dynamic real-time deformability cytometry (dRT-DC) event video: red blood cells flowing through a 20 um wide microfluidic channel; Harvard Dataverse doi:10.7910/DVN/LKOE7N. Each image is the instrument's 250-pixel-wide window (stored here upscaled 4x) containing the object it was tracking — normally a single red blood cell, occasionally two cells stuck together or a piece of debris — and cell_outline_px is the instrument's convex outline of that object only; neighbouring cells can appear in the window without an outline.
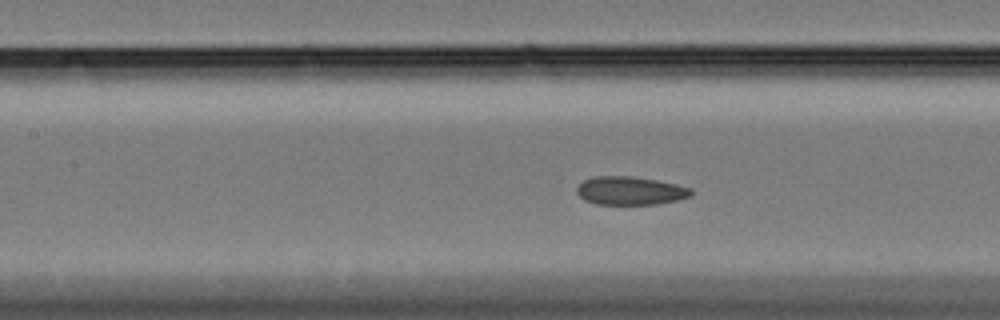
{"species": "Egyptian fruit bat (a non-hibernating species)", "species_latin": "Rousettus aegyptiacus", "temperature_condition": "cold", "stored_images_in_passage": 44, "segment_of_instrument_passage": [1, 2], "camera_frame_rate_fps": 3000, "um_per_image_px": 0.085, "animal": {"sex": "female"}, "frame": {"image": 1, "passage_image": 10, "time_ms": 3.0, "image_size_px": [1000, 320], "cell_outline_px": [[692, 196], [660, 204], [596, 204], [584, 200], [576, 192], [576, 188], [584, 180], [596, 176], [632, 176], [656, 180], [676, 184], [692, 188]], "centroid_in_image_um": [53.58, 16.21], "position_along_channel_um": 153.8, "area_um2": 18.9}}
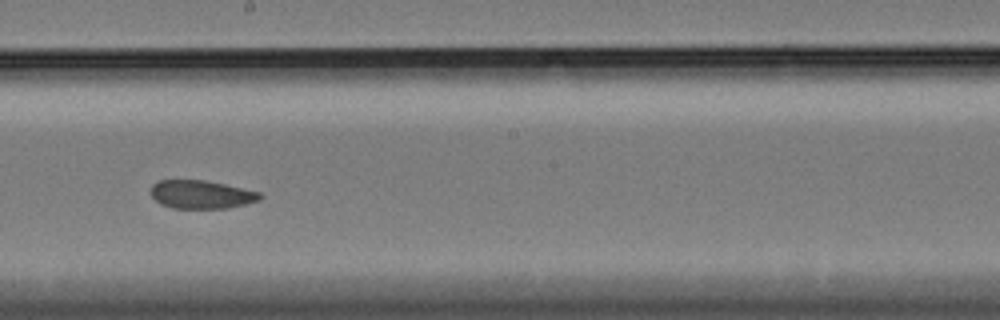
{"frame": {"image": 2, "passage_image": 17, "time_ms": 5.333, "image_size_px": [1000, 320], "cell_outline_px": [[264, 196], [260, 200], [244, 204], [224, 208], [172, 208], [160, 204], [152, 196], [152, 184], [156, 180], [204, 180], [224, 184], [260, 192]], "centroid_in_image_um": [17.1, 16.52], "position_along_channel_um": 231.1, "area_um2": 17.92}}
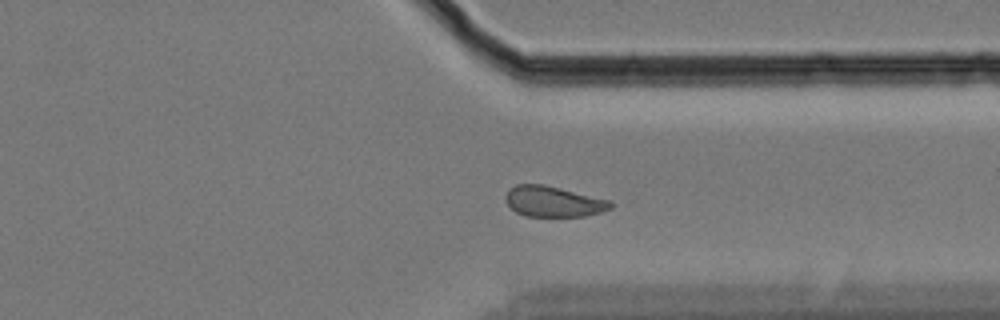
{"frame": {"image": 3, "passage_image": 29, "time_ms": 9.333, "image_size_px": [1000, 320], "cell_outline_px": [[612, 208], [600, 212], [584, 216], [524, 216], [516, 212], [508, 204], [504, 196], [508, 188], [516, 184], [544, 184], [608, 200], [612, 204]], "centroid_in_image_um": [46.98, 17.12], "position_along_channel_um": 364.4, "area_um2": 18.61}}